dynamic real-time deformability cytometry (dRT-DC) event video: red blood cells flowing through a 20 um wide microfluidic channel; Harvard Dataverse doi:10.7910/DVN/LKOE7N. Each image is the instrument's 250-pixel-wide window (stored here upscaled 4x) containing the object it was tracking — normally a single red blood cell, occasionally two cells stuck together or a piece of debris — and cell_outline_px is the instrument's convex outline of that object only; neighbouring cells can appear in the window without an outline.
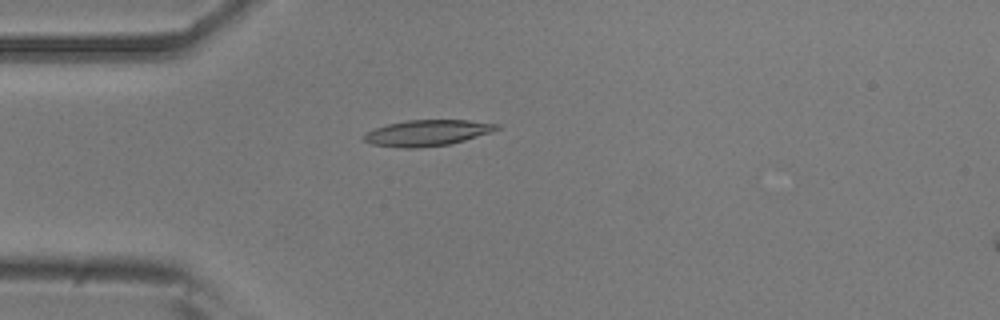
{"species": "common noctule bat (a hibernating species)", "species_latin": "Nyctalus noctula", "temperature_condition": "room temperature", "stored_images_in_passage": 47, "camera_frame_rate_fps": 3000, "um_per_image_px": 0.085, "animal": {"sex": "male", "body_mass_g": 20.5, "forearm_length_mm": 52.5}, "frame": {"image": 1, "passage_image": 8, "time_ms": 2.333, "image_size_px": [1000, 320], "cell_outline_px": [[500, 128], [492, 132], [464, 140], [448, 144], [416, 148], [404, 148], [372, 144], [364, 140], [360, 136], [376, 128], [388, 124], [404, 120], [468, 120], [500, 124]], "centroid_in_image_um": [36.32, 11.29], "position_along_channel_um": 48.7, "area_um2": 20.0}}
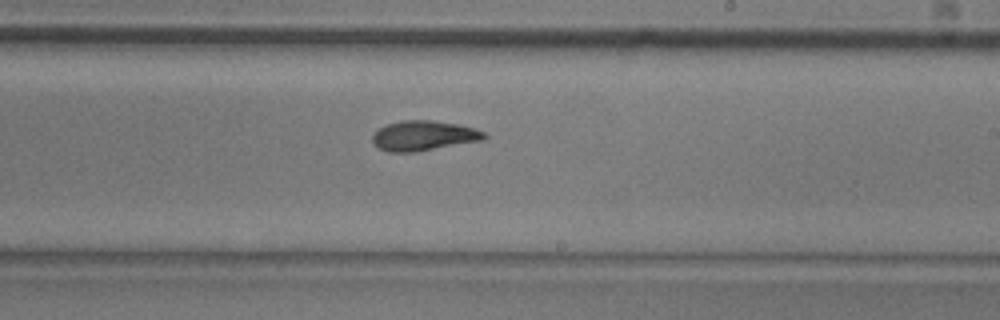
{"frame": {"image": 2, "passage_image": 25, "time_ms": 8.0, "image_size_px": [1000, 320], "cell_outline_px": [[488, 136], [484, 140], [412, 152], [388, 152], [372, 144], [372, 136], [380, 128], [388, 124], [400, 120], [432, 120], [460, 124], [476, 128], [484, 132]], "centroid_in_image_um": [36.03, 11.52], "position_along_channel_um": 253.0, "area_um2": 19.54}}
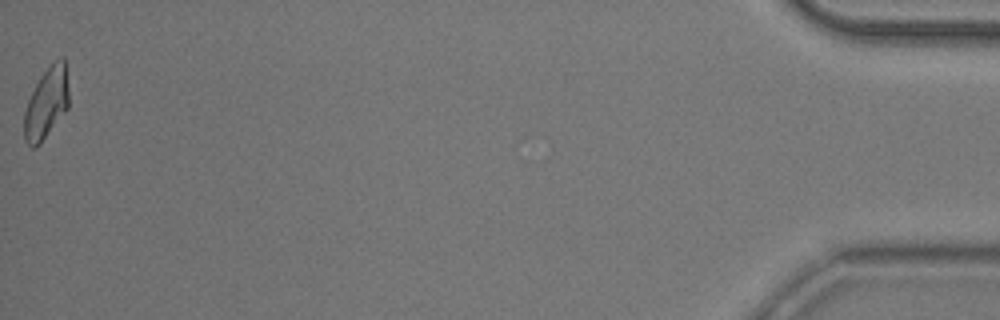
{"frame": {"image": 3, "passage_image": 47, "time_ms": 15.333, "image_size_px": [1000, 320], "cell_outline_px": [[68, 108], [40, 144], [36, 148], [32, 148], [24, 140], [24, 112], [28, 100], [40, 76], [60, 56], [64, 56], [68, 88]], "centroid_in_image_um": [3.94, 8.8], "position_along_channel_um": 431.3, "area_um2": 18.38}, "authors_computed_cell_mechanics": {"area_um2": 18.9006, "velocity_mm_per_s": 3.798, "shape_relaxation_time_tau1_ms": 5.5205, "shape_relaxation_time_tau2_ms": 4.096, "deformation_change_tau1": 0.1761, "deformation_change_tau2": 0.1192}}